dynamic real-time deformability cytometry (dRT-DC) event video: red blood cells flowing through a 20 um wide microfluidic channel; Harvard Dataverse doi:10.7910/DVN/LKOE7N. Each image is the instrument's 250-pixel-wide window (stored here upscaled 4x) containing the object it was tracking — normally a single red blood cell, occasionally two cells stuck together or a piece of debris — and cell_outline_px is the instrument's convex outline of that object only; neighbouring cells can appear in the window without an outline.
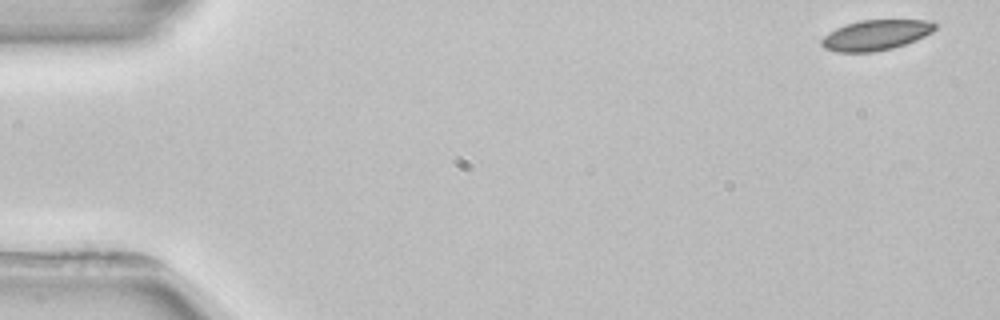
{"species": "common noctule bat (a hibernating species)", "species_latin": "Nyctalus noctula", "temperature_condition": "room temperature", "stored_images_in_passage": 4, "camera_frame_rate_fps": 3000, "um_per_image_px": 0.085, "animal": {"sex": "female", "body_mass_g": 22.7, "forearm_length_mm": 54.2}, "frame": {"image": 1, "passage_image": 1, "time_ms": 0.0, "image_size_px": [1000, 320], "cell_outline_px": [[940, 24], [932, 32], [916, 40], [892, 48], [872, 52], [836, 52], [824, 48], [820, 44], [820, 40], [828, 32], [836, 28], [860, 20], [932, 20]], "centroid_in_image_um": [74.46, 2.97], "position_along_channel_um": 10.5, "area_um2": 20.17}}
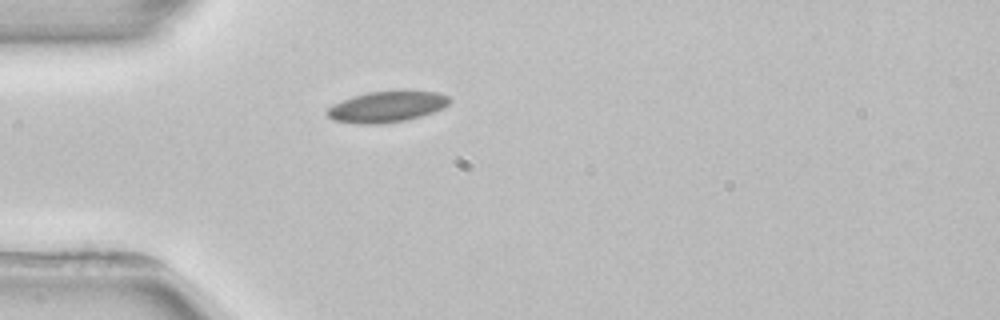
{"frame": {"image": 2, "passage_image": 4, "time_ms": 4.333, "image_size_px": [1000, 320], "cell_outline_px": [[452, 100], [444, 108], [420, 116], [404, 120], [380, 124], [356, 124], [332, 120], [324, 112], [332, 104], [352, 96], [368, 92], [400, 88], [404, 88], [436, 92], [448, 96]], "centroid_in_image_um": [32.88, 9.03], "position_along_channel_um": 52.1, "area_um2": 22.89}}